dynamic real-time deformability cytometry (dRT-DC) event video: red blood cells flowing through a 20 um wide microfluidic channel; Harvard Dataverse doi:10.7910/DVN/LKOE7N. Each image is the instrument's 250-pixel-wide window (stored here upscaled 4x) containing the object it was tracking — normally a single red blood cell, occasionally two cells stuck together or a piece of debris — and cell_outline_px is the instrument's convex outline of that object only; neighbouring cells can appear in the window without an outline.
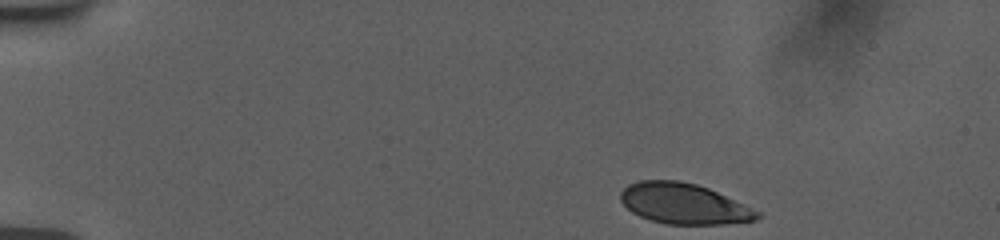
{"species": "human", "species_latin": "Homo sapiens", "temperature_condition": "room temperature", "stored_images_in_passage": 44, "camera_frame_rate_fps": 3000, "um_per_image_px": 0.085, "donor": {"sex": "female"}, "frame": {"image": 1, "passage_image": 1, "time_ms": 0.0, "image_size_px": [1000, 240], "cell_outline_px": [[760, 216], [756, 220], [724, 224], [668, 224], [652, 220], [640, 216], [632, 212], [620, 200], [620, 192], [628, 184], [640, 180], [680, 180], [696, 184], [708, 188], [752, 208], [760, 212]], "centroid_in_image_um": [58.1, 17.3], "position_along_channel_um": 26.9, "area_um2": 32.14}}
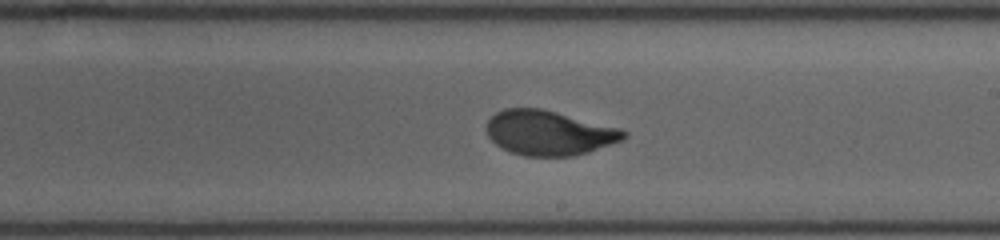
{"frame": {"image": 2, "passage_image": 26, "time_ms": 8.333, "image_size_px": [1000, 240], "cell_outline_px": [[628, 136], [624, 140], [588, 152], [572, 156], [524, 156], [508, 152], [496, 144], [488, 136], [484, 128], [488, 120], [496, 112], [504, 108], [540, 108], [620, 128], [628, 132]], "centroid_in_image_um": [46.65, 11.3], "position_along_channel_um": 242.4, "area_um2": 35.95}}
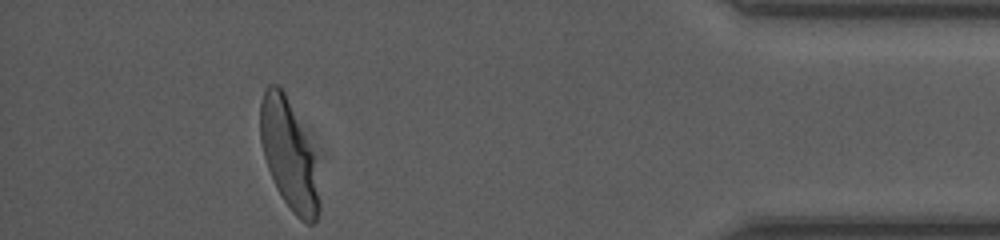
{"frame": {"image": 3, "passage_image": 43, "time_ms": 14.0, "image_size_px": [1000, 240], "cell_outline_px": [[320, 208], [316, 220], [312, 224], [308, 224], [300, 220], [292, 212], [276, 188], [268, 168], [264, 156], [260, 140], [260, 104], [264, 92], [268, 84], [276, 84], [284, 92], [312, 152], [320, 200]], "centroid_in_image_um": [24.53, 13.21], "position_along_channel_um": 410.7, "area_um2": 36.59}, "authors_computed_cell_mechanics": {"area_um2": 35.6626, "velocity_mm_per_s": 3.7507, "shape_relaxation_time_tau1_ms": 4.2171, "shape_relaxation_time_tau2_ms": null, "deformation_change_tau1": 0.1638, "deformation_change_tau2": null}}